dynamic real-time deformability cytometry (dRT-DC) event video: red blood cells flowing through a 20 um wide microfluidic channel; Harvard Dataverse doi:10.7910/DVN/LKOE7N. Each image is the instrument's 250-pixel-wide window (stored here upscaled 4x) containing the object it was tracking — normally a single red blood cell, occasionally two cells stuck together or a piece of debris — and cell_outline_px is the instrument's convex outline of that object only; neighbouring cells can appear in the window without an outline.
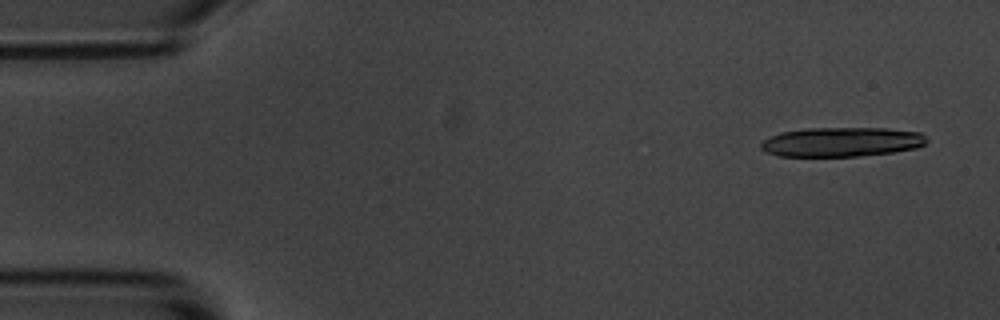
{"species": "common noctule bat (a hibernating species)", "species_latin": "Nyctalus noctula", "temperature_condition": "room temperature", "stored_images_in_passage": 5, "segment_of_instrument_passage": [1, 2], "camera_frame_rate_fps": 3000, "um_per_image_px": 0.085, "animal": {"sex": "male", "body_mass_g": 20.1, "forearm_length_mm": 53.5}, "frame": {"image": 1, "passage_image": 1, "time_ms": 0.0, "image_size_px": [1000, 320], "cell_outline_px": [[928, 140], [924, 144], [916, 148], [892, 152], [856, 156], [780, 156], [768, 152], [760, 148], [760, 144], [764, 140], [780, 132], [808, 128], [888, 128], [920, 132]], "centroid_in_image_um": [71.55, 12.06], "position_along_channel_um": 13.5, "area_um2": 28.26}}